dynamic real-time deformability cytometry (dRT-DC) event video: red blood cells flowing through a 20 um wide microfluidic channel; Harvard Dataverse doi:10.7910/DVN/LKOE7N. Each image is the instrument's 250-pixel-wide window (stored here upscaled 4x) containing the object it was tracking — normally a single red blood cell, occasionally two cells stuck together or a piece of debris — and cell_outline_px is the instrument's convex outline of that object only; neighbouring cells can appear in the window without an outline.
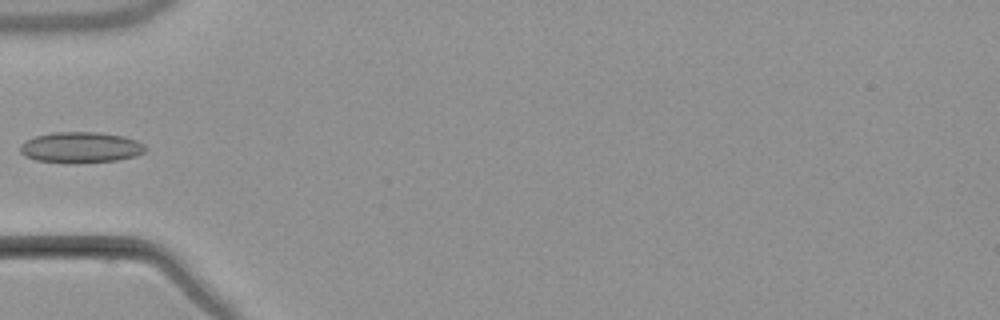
{"species": "common noctule bat (a hibernating species)", "species_latin": "Nyctalus noctula", "temperature_condition": "warm", "stored_images_in_passage": 4, "camera_frame_rate_fps": 3000, "um_per_image_px": 0.085, "animal": {"sex": "male", "body_mass_g": 21.5, "forearm_length_mm": 52.0}, "frame": {"image": 1, "passage_image": 4, "time_ms": 5.0, "image_size_px": [1000, 320], "cell_outline_px": [[148, 148], [144, 152], [136, 156], [116, 160], [76, 164], [36, 160], [24, 156], [20, 152], [20, 144], [36, 136], [52, 132], [100, 132], [124, 136], [136, 140], [144, 144]], "centroid_in_image_um": [6.88, 12.54], "position_along_channel_um": 78.1, "area_um2": 22.77}}